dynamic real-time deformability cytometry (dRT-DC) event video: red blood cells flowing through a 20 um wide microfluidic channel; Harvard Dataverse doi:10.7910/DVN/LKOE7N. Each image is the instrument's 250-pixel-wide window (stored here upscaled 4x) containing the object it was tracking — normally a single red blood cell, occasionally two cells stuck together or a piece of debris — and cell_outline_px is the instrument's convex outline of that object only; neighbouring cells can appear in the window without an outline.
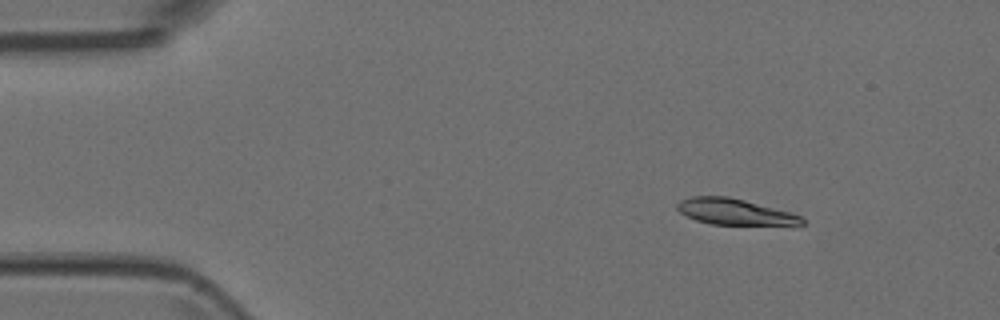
{"species": "Egyptian fruit bat (a non-hibernating species)", "species_latin": "Rousettus aegyptiacus", "temperature_condition": "room temperature", "stored_images_in_passage": 4, "camera_frame_rate_fps": 3000, "um_per_image_px": 0.085, "animal": {"sex": "female"}, "frame": {"image": 1, "passage_image": 2, "time_ms": 0.333, "image_size_px": [1000, 320], "cell_outline_px": [[804, 224], [712, 224], [696, 220], [680, 212], [676, 208], [676, 204], [680, 200], [692, 196], [728, 196], [792, 212], [800, 216], [804, 220]], "centroid_in_image_um": [62.41, 17.98], "position_along_channel_um": 22.6, "area_um2": 18.61}}